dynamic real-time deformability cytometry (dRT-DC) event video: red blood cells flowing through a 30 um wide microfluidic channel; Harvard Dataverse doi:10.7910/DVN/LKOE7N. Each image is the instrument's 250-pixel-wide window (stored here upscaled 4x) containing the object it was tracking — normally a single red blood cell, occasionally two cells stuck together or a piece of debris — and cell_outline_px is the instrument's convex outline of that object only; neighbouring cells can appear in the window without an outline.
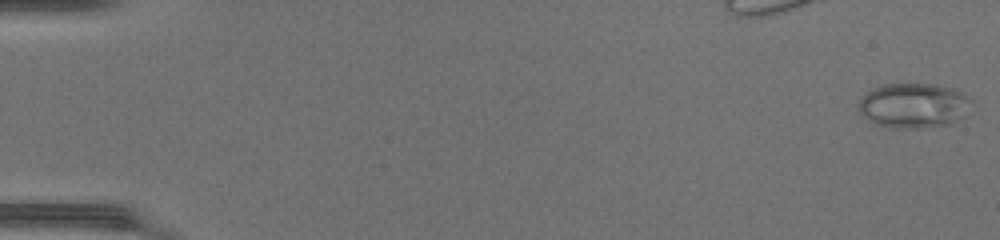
{"species": "common noctule bat (a hibernating species)", "species_latin": "Nyctalus noctula", "temperature_condition": "warm", "stored_images_in_passage": 47, "camera_frame_rate_fps": 3000, "um_per_image_px": 0.085, "animal": {"sex": "female", "body_mass_g": 17.0, "forearm_length_mm": 48.0}, "frame": {"image": 1, "passage_image": 1, "time_ms": 0.0, "image_size_px": [1000, 240], "cell_outline_px": [[972, 100], [964, 116], [948, 124], [916, 128], [896, 128], [876, 124], [868, 120], [860, 112], [856, 104], [860, 96], [884, 84], [936, 84], [952, 88], [960, 92]], "centroid_in_image_um": [77.61, 8.96], "position_along_channel_um": 7.4, "area_um2": 29.3}}
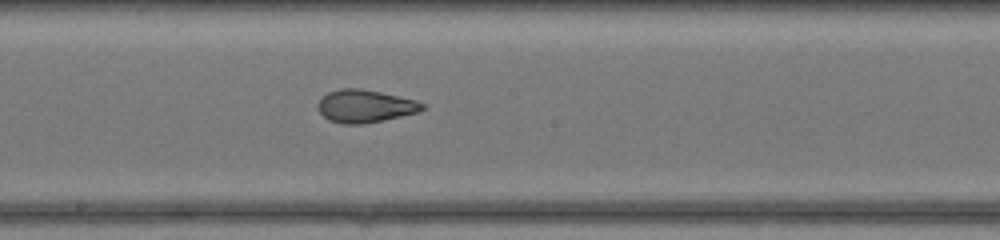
{"frame": {"image": 2, "passage_image": 28, "time_ms": 9.0, "image_size_px": [1000, 240], "cell_outline_px": [[428, 108], [416, 112], [384, 120], [360, 124], [344, 124], [328, 120], [316, 108], [316, 104], [328, 92], [340, 88], [360, 88], [380, 92], [416, 100], [428, 104]], "centroid_in_image_um": [31.04, 9.02], "position_along_channel_um": 217.2, "area_um2": 20.0}}
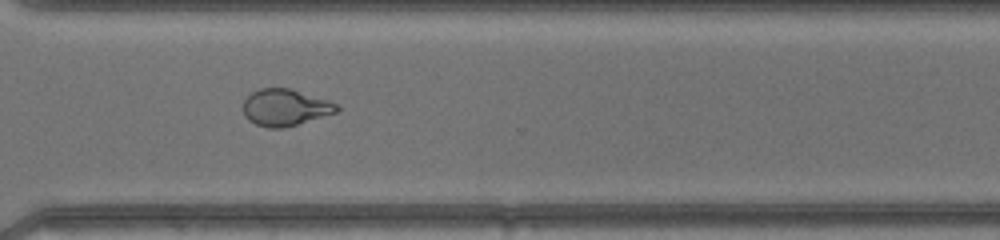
{"frame": {"image": 3, "passage_image": 37, "time_ms": 12.0, "image_size_px": [1000, 240], "cell_outline_px": [[340, 108], [336, 112], [284, 128], [268, 128], [256, 124], [248, 120], [244, 116], [244, 100], [252, 92], [260, 88], [288, 88], [328, 100], [336, 104]], "centroid_in_image_um": [24.21, 9.14], "position_along_channel_um": 346.4, "area_um2": 19.77}}